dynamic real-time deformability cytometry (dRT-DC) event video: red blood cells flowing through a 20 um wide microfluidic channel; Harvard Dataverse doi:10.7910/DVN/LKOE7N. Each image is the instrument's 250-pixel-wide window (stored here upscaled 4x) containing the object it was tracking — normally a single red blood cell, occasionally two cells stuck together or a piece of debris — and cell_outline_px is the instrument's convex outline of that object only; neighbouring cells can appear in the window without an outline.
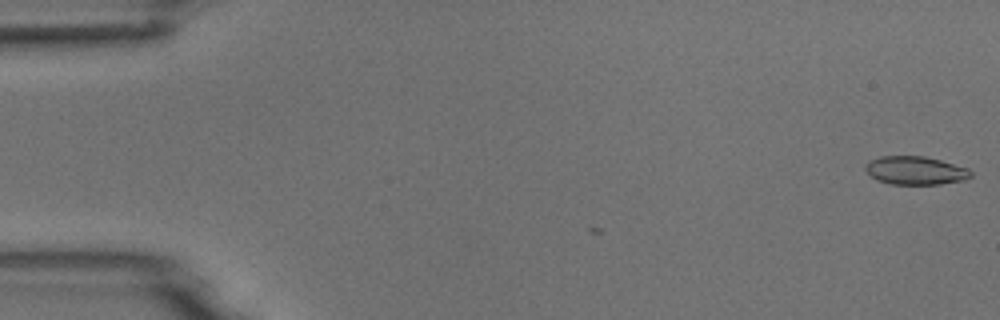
{"species": "common noctule bat (a hibernating species)", "species_latin": "Nyctalus noctula", "temperature_condition": "room temperature", "stored_images_in_passage": 2, "camera_frame_rate_fps": 3000, "um_per_image_px": 0.085, "animal": {"sex": "male", "body_mass_g": 18.8}, "frame": {"image": 1, "passage_image": 2, "time_ms": 1.333, "image_size_px": [1000, 320], "cell_outline_px": [[972, 176], [964, 180], [940, 184], [892, 184], [876, 180], [864, 168], [864, 164], [868, 160], [880, 156], [924, 156], [940, 160], [968, 168], [972, 172]], "centroid_in_image_um": [77.79, 14.48], "position_along_channel_um": 7.2, "area_um2": 17.46}}